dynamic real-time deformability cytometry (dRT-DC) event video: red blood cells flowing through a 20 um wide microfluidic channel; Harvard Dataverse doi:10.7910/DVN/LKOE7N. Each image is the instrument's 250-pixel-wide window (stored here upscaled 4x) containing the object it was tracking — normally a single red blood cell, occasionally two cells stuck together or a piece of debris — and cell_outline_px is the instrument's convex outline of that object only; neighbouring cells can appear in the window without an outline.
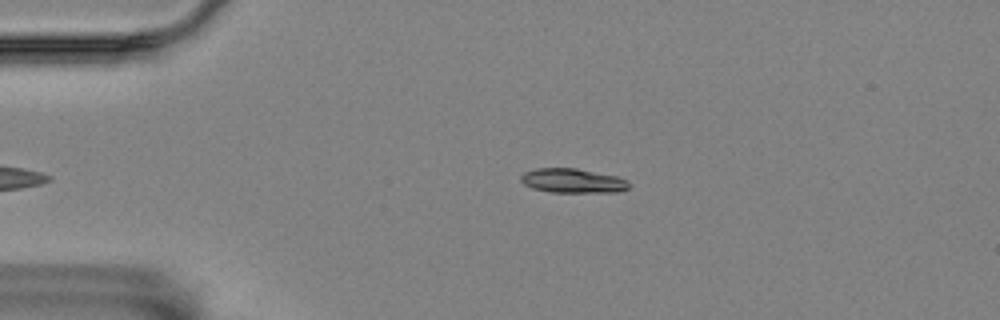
{"species": "Egyptian fruit bat (a non-hibernating species)", "species_latin": "Rousettus aegyptiacus", "temperature_condition": "room temperature", "stored_images_in_passage": 40, "camera_frame_rate_fps": 3000, "um_per_image_px": 0.085, "animal": {"sex": "female"}, "frame": {"image": 1, "passage_image": 2, "time_ms": 0.333, "image_size_px": [1000, 320], "cell_outline_px": [[628, 188], [620, 192], [552, 192], [532, 188], [524, 184], [520, 180], [520, 176], [524, 172], [536, 168], [576, 168], [616, 176], [628, 180]], "centroid_in_image_um": [48.66, 15.36], "position_along_channel_um": 36.3, "area_um2": 15.32}}
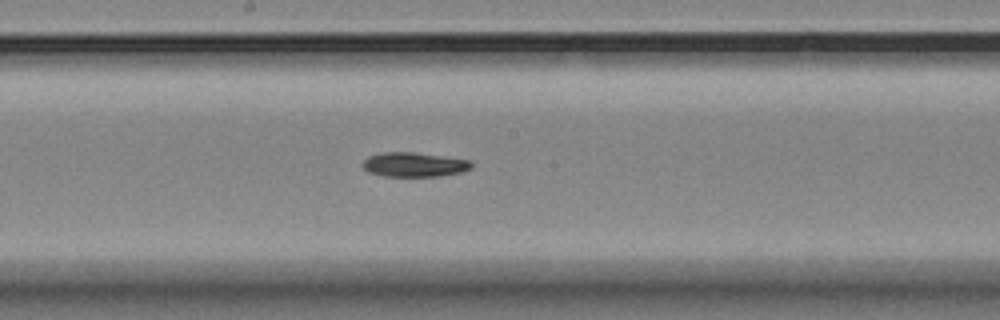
{"frame": {"image": 2, "passage_image": 20, "time_ms": 6.333, "image_size_px": [1000, 320], "cell_outline_px": [[472, 168], [460, 172], [436, 176], [384, 176], [368, 172], [360, 164], [368, 156], [380, 152], [412, 152], [468, 160], [472, 164]], "centroid_in_image_um": [35.13, 13.99], "position_along_channel_um": 213.1, "area_um2": 15.32}}
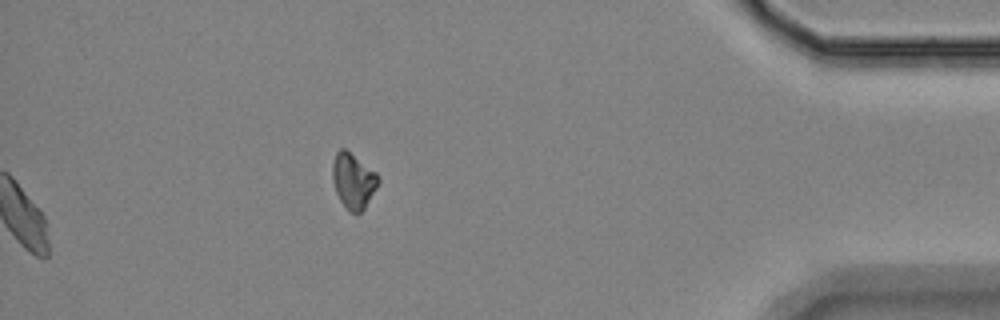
{"frame": {"image": 3, "passage_image": 40, "time_ms": 13.0, "image_size_px": [1000, 320], "cell_outline_px": [[380, 180], [376, 188], [364, 208], [360, 212], [352, 212], [340, 200], [336, 192], [332, 180], [332, 164], [336, 152], [340, 148], [344, 148], [376, 172]], "centroid_in_image_um": [30.01, 15.33], "position_along_channel_um": 405.2, "area_um2": 14.45}, "authors_computed_cell_mechanics": {"area_um2": 15.8661, "velocity_mm_per_s": 3.5279, "shape_relaxation_time_tau1_ms": 1.812, "shape_relaxation_time_tau2_ms": null, "deformation_change_tau1": 0.1005, "deformation_change_tau2": null}}